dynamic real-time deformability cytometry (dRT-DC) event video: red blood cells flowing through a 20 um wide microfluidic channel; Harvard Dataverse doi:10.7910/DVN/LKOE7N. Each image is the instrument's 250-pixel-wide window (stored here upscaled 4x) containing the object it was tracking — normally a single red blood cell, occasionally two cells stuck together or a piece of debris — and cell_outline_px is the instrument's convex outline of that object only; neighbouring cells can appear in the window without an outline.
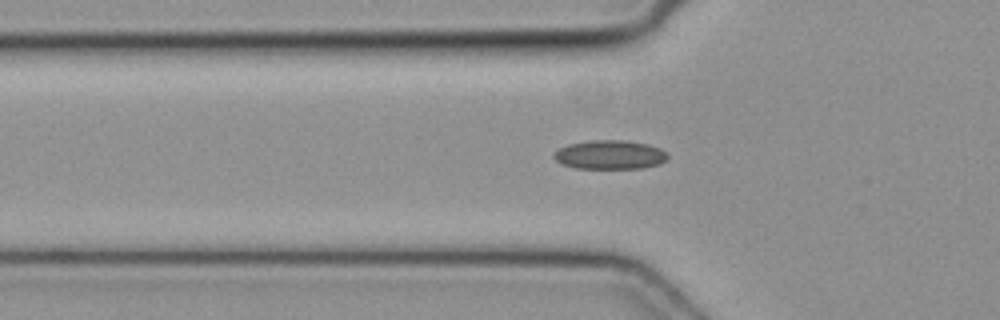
{"species": "common noctule bat (a hibernating species)", "species_latin": "Nyctalus noctula", "temperature_condition": "cold", "stored_images_in_passage": 38, "camera_frame_rate_fps": 3000, "um_per_image_px": 0.085, "animal": {"sex": "female", "body_mass_g": 19.3, "forearm_length_mm": 54.1}, "frame": {"image": 1, "passage_image": 12, "time_ms": 3.667, "image_size_px": [1000, 320], "cell_outline_px": [[668, 160], [660, 164], [644, 168], [576, 168], [560, 164], [552, 156], [560, 148], [568, 144], [592, 140], [624, 140], [648, 144], [660, 148], [668, 156]], "centroid_in_image_um": [51.85, 13.16], "position_along_channel_um": 73.9, "area_um2": 19.25}}
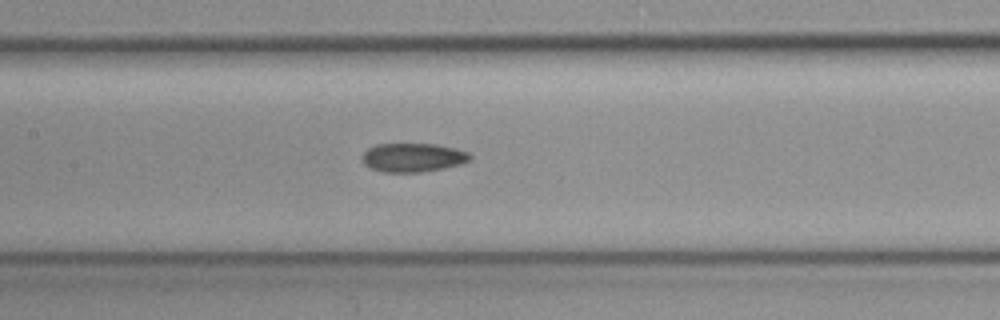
{"frame": {"image": 2, "passage_image": 19, "time_ms": 6.0, "image_size_px": [1000, 320], "cell_outline_px": [[472, 156], [468, 160], [460, 164], [444, 168], [420, 172], [384, 172], [368, 168], [360, 160], [364, 152], [368, 148], [376, 144], [436, 144], [468, 152]], "centroid_in_image_um": [35.03, 13.39], "position_along_channel_um": 172.4, "area_um2": 18.09}}
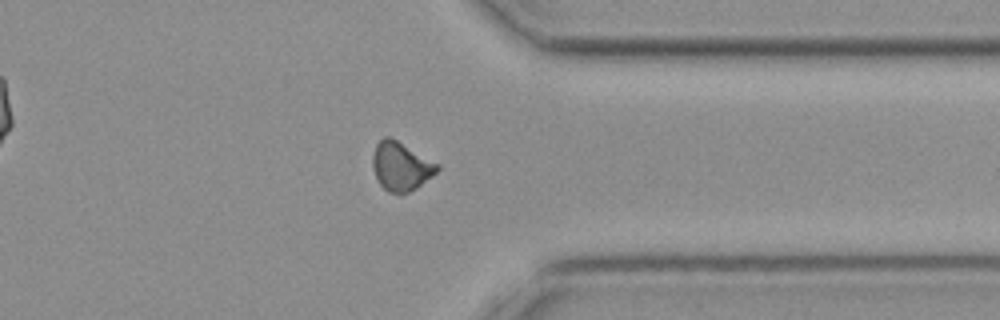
{"frame": {"image": 3, "passage_image": 34, "time_ms": 11.0, "image_size_px": [1000, 320], "cell_outline_px": [[440, 168], [432, 176], [416, 188], [408, 192], [388, 192], [380, 184], [372, 168], [372, 156], [376, 144], [384, 136], [388, 136], [396, 140], [440, 164]], "centroid_in_image_um": [34.07, 14.12], "position_along_channel_um": 377.3, "area_um2": 18.09}}